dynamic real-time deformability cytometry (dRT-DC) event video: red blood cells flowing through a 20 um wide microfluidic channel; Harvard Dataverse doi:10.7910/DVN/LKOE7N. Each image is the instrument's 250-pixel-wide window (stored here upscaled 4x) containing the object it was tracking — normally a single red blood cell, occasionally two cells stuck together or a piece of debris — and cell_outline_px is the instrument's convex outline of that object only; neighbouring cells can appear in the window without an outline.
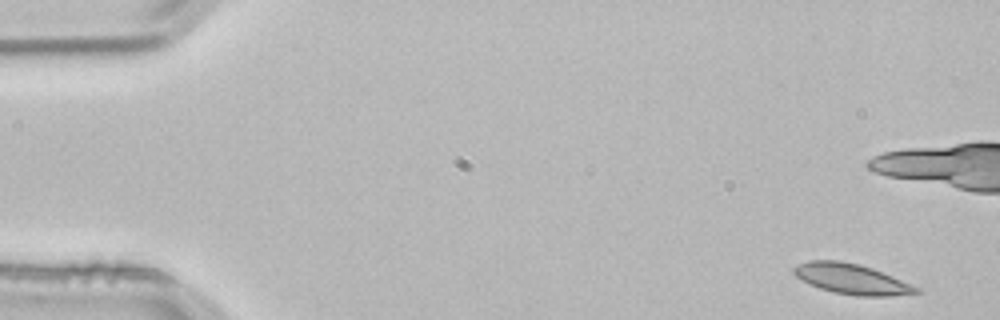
{"species": "common noctule bat (a hibernating species)", "species_latin": "Nyctalus noctula", "temperature_condition": "room temperature", "stored_images_in_passage": 5, "camera_frame_rate_fps": 3000, "um_per_image_px": 0.085, "animal": {"sex": "male", "body_mass_g": 21.5, "forearm_length_mm": 52.0}, "frame": {"image": 1, "passage_image": 1, "time_ms": 0.0, "image_size_px": [1000, 320], "cell_outline_px": [[920, 292], [892, 296], [856, 296], [832, 292], [820, 288], [796, 276], [792, 272], [792, 268], [796, 264], [808, 260], [840, 260], [872, 268], [892, 276], [920, 288]], "centroid_in_image_um": [72.36, 23.71], "position_along_channel_um": 12.6, "area_um2": 21.5}}